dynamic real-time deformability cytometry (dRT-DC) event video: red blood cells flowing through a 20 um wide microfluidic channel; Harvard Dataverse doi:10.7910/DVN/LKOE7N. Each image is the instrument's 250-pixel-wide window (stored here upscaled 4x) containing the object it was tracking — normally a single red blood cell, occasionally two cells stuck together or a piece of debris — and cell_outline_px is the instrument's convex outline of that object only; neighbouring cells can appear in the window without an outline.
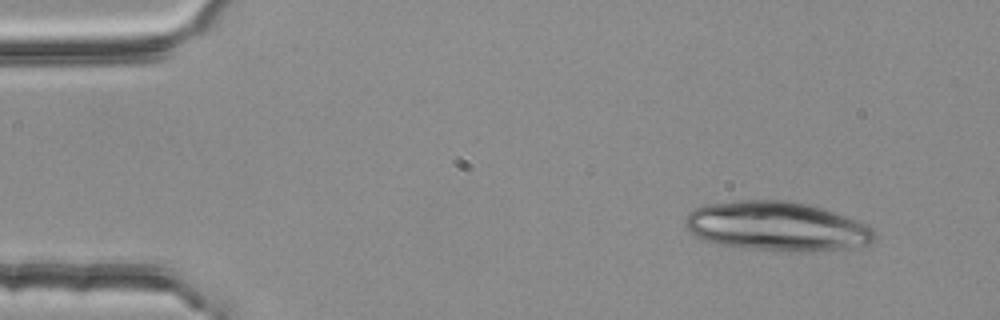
{"species": "common noctule bat (a hibernating species)", "species_latin": "Nyctalus noctula", "temperature_condition": "room temperature", "stored_images_in_passage": 3, "camera_frame_rate_fps": 3000, "um_per_image_px": 0.085, "animal": {"sex": "female", "body_mass_g": 25.1}, "frame": {"image": 1, "passage_image": 1, "time_ms": 0.0, "image_size_px": [1000, 320], "cell_outline_px": [[876, 236], [868, 244], [848, 248], [812, 252], [776, 252], [740, 248], [720, 244], [696, 236], [684, 228], [684, 216], [688, 212], [704, 204], [736, 200], [788, 200], [808, 204], [824, 208], [868, 224], [876, 228]], "centroid_in_image_um": [66.04, 19.24], "position_along_channel_um": 19.0, "area_um2": 55.49}}